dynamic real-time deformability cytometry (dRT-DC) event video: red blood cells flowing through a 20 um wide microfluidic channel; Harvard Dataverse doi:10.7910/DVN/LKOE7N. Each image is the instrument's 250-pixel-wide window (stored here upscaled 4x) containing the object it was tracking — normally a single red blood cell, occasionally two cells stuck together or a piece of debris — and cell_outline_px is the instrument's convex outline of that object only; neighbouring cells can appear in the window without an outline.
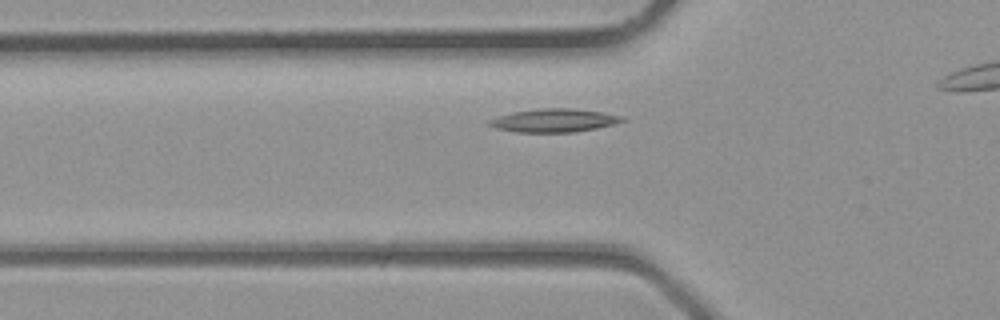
{"species": "common noctule bat (a hibernating species)", "species_latin": "Nyctalus noctula", "temperature_condition": "room temperature", "stored_images_in_passage": 17, "camera_frame_rate_fps": 3000, "um_per_image_px": 0.085, "animal": {"sex": "male", "body_mass_g": 23.1, "forearm_length_mm": 52.7}, "frame": {"image": 1, "passage_image": 6, "time_ms": 1.667, "image_size_px": [1000, 320], "cell_outline_px": [[624, 120], [612, 124], [596, 128], [572, 132], [516, 132], [496, 128], [488, 124], [488, 120], [512, 112], [540, 108], [572, 108], [600, 112], [624, 116]], "centroid_in_image_um": [47.07, 10.23], "position_along_channel_um": 78.7, "area_um2": 17.8}}
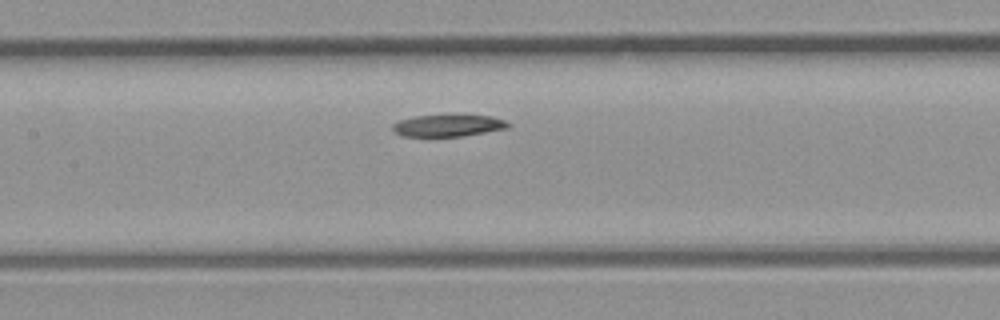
{"frame": {"image": 2, "passage_image": 11, "time_ms": 3.333, "image_size_px": [1000, 320], "cell_outline_px": [[512, 124], [508, 128], [464, 136], [404, 136], [396, 132], [392, 128], [392, 124], [400, 120], [416, 116], [492, 116], [504, 120]], "centroid_in_image_um": [38.12, 10.68], "position_along_channel_um": 169.3, "area_um2": 14.39}}
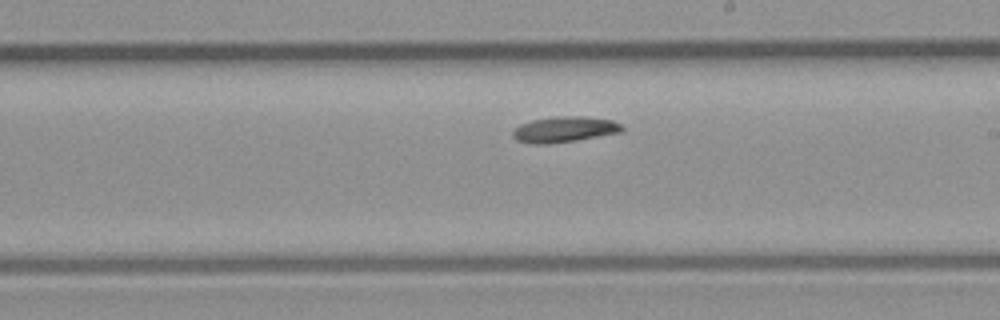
{"frame": {"image": 3, "passage_image": 15, "time_ms": 4.667, "image_size_px": [1000, 320], "cell_outline_px": [[624, 132], [576, 140], [544, 144], [532, 144], [516, 140], [512, 136], [512, 128], [520, 124], [532, 120], [556, 116], [584, 116], [612, 120], [620, 124], [624, 128]], "centroid_in_image_um": [47.96, 10.99], "position_along_channel_um": 241.0, "area_um2": 16.53}}